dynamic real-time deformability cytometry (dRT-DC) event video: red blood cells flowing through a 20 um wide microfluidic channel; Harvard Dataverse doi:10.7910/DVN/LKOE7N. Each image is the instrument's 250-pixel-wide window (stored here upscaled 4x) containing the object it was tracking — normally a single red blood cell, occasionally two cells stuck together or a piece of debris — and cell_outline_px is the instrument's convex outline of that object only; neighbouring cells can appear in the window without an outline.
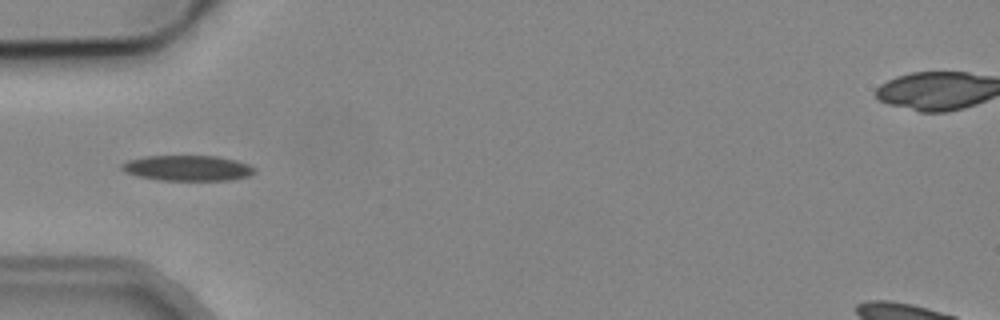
{"species": "common noctule bat (a hibernating species)", "species_latin": "Nyctalus noctula", "temperature_condition": "cold", "stored_images_in_passage": 4, "camera_frame_rate_fps": 3000, "um_per_image_px": 0.085, "animal": {"sex": "male", "body_mass_g": 19.2, "forearm_length_mm": 51.8}, "frame": {"image": 1, "passage_image": 1, "time_ms": 0.0, "image_size_px": [1000, 320], "cell_outline_px": [[256, 172], [248, 176], [228, 180], [164, 180], [140, 176], [124, 172], [120, 168], [120, 164], [128, 160], [144, 156], [220, 156], [236, 160], [248, 164], [256, 168]], "centroid_in_image_um": [15.96, 14.27], "position_along_channel_um": 69.0, "area_um2": 19.71}}
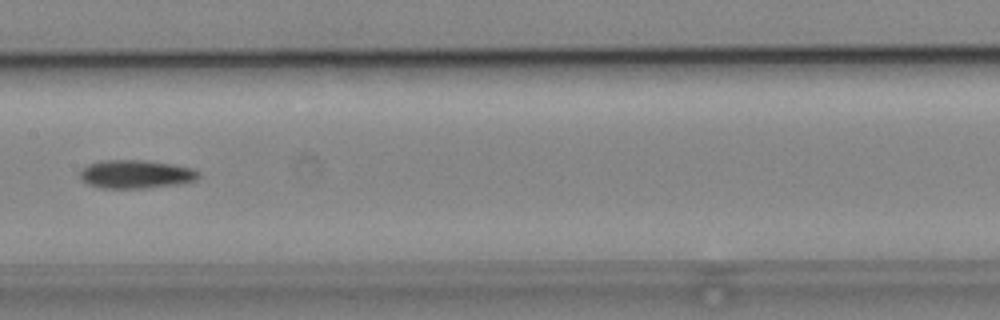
{"frame": {"image": 2, "passage_image": 4, "time_ms": 3.333, "image_size_px": [1000, 320], "cell_outline_px": [[200, 176], [196, 180], [176, 184], [144, 188], [100, 188], [88, 184], [80, 180], [80, 172], [88, 164], [100, 160], [148, 160], [172, 164], [192, 168], [200, 172]], "centroid_in_image_um": [11.53, 14.8], "position_along_channel_um": 195.9, "area_um2": 19.71}}